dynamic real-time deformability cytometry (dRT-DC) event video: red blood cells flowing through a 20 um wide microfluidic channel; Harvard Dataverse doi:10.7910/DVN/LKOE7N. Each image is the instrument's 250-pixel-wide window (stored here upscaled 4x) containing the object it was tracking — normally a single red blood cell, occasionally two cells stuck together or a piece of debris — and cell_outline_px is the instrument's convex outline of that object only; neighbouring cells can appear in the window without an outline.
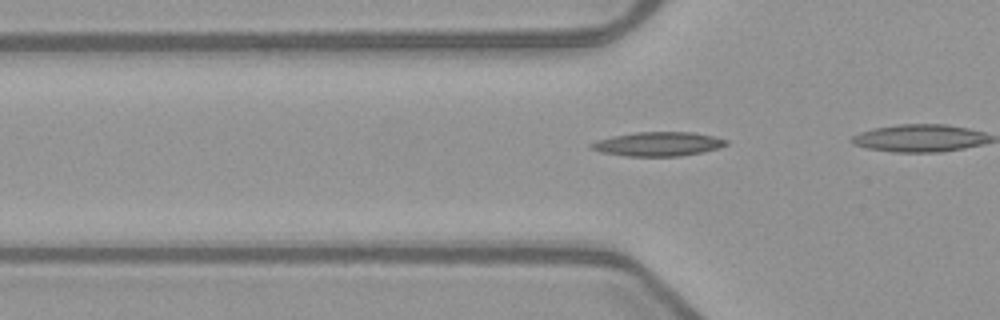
{"species": "common noctule bat (a hibernating species)", "species_latin": "Nyctalus noctula", "temperature_condition": "warm", "stored_images_in_passage": 9, "camera_frame_rate_fps": 3000, "um_per_image_px": 0.085, "animal": {"sex": "female", "body_mass_g": 21.9}, "frame": {"image": 1, "passage_image": 4, "time_ms": 1.0, "image_size_px": [1000, 320], "cell_outline_px": [[728, 144], [720, 148], [680, 156], [624, 156], [600, 152], [588, 148], [588, 144], [596, 140], [612, 136], [636, 132], [692, 132], [712, 136], [728, 140]], "centroid_in_image_um": [55.88, 12.24], "position_along_channel_um": 69.9, "area_um2": 19.07}}
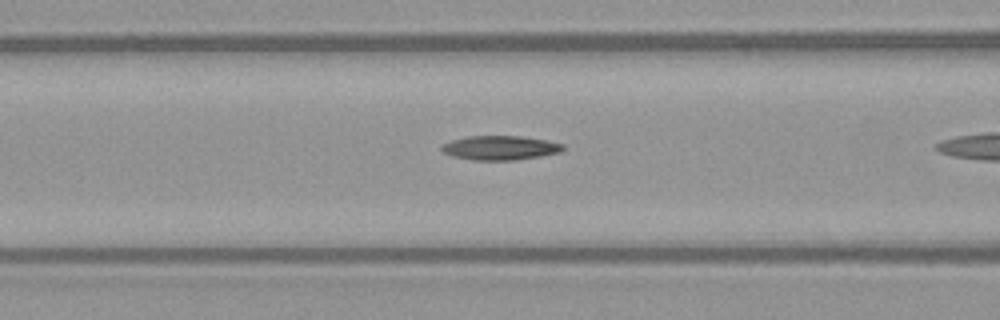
{"frame": {"image": 2, "passage_image": 8, "time_ms": 2.333, "image_size_px": [1000, 320], "cell_outline_px": [[564, 148], [560, 152], [540, 156], [516, 160], [472, 160], [452, 156], [444, 152], [440, 148], [440, 144], [452, 140], [468, 136], [520, 136], [544, 140], [564, 144]], "centroid_in_image_um": [42.47, 12.56], "position_along_channel_um": 124.1, "area_um2": 17.11}}